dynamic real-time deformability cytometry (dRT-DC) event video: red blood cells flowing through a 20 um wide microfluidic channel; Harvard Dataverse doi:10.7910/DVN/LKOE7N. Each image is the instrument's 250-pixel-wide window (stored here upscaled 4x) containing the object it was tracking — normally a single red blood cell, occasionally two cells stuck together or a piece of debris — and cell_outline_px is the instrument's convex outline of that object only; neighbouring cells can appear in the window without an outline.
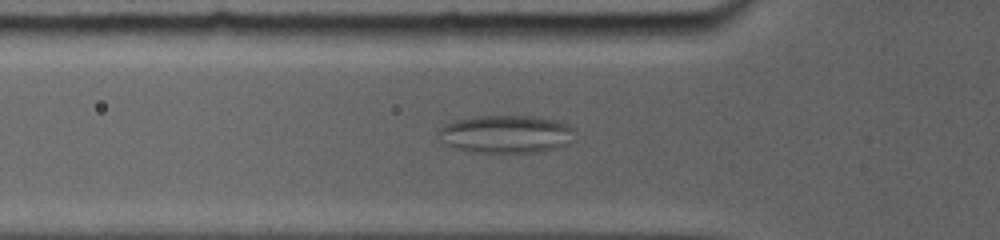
{"species": "common noctule bat (a hibernating species)", "species_latin": "Nyctalus noctula", "temperature_condition": "room temperature", "stored_images_in_passage": 93, "camera_frame_rate_fps": 5000, "um_per_image_px": 0.085, "animal": {"sex": "female", "body_mass_g": 19.0, "forearm_length_mm": 56.7}, "frame": {"image": 1, "passage_image": 32, "time_ms": 6.2, "image_size_px": [1000, 240], "cell_outline_px": [[568, 128], [560, 144], [552, 148], [540, 152], [476, 152], [460, 148], [452, 144], [440, 132], [440, 128], [456, 120], [480, 116], [532, 116], [556, 120], [564, 124]], "centroid_in_image_um": [42.93, 11.37], "position_along_channel_um": 82.9, "area_um2": 27.8}}
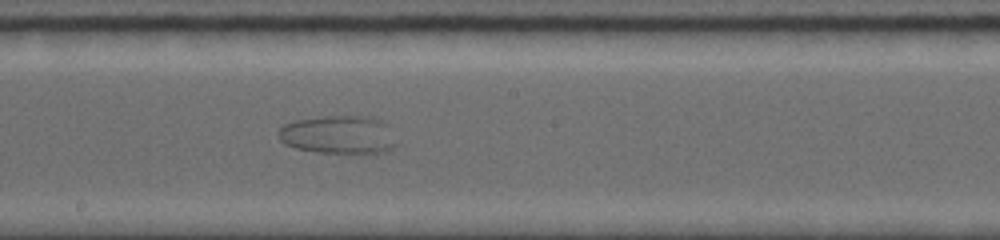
{"frame": {"image": 2, "passage_image": 52, "time_ms": 10.2, "image_size_px": [1000, 240], "cell_outline_px": [[392, 144], [384, 152], [360, 156], [320, 152], [296, 148], [284, 144], [280, 140], [276, 132], [284, 124], [296, 120], [324, 116], [364, 116], [380, 120], [384, 124]], "centroid_in_image_um": [28.65, 11.49], "position_along_channel_um": 219.6, "area_um2": 26.18}}
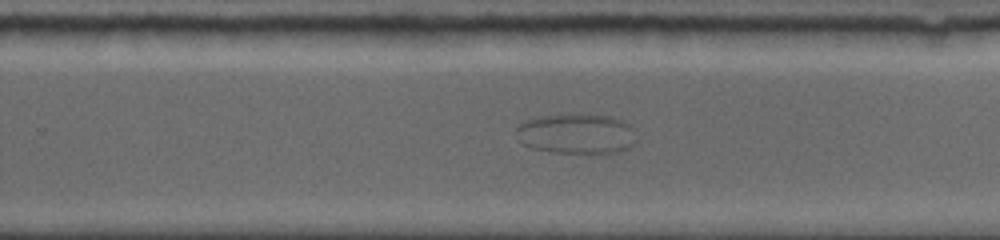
{"frame": {"image": 3, "passage_image": 61, "time_ms": 12.0, "image_size_px": [1000, 240], "cell_outline_px": [[636, 140], [628, 148], [620, 152], [552, 152], [532, 148], [524, 144], [516, 132], [516, 128], [524, 120], [540, 116], [608, 116], [620, 120], [628, 124]], "centroid_in_image_um": [48.97, 11.39], "position_along_channel_um": 280.8, "area_um2": 27.05}}